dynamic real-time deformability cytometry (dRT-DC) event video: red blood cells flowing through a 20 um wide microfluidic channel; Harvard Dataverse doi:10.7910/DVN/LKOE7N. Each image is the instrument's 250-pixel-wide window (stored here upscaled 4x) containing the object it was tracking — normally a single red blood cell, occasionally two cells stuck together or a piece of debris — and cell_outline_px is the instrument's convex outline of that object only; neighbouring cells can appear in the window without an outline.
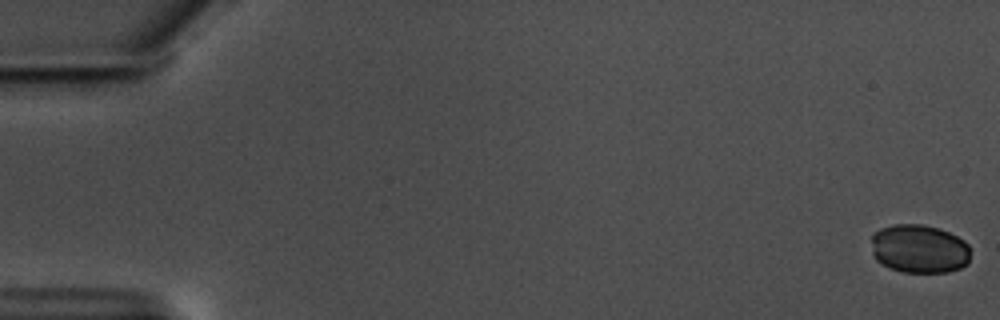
{"species": "common noctule bat (a hibernating species)", "species_latin": "Nyctalus noctula", "temperature_condition": "warm", "stored_images_in_passage": 59, "camera_frame_rate_fps": 3000, "um_per_image_px": 0.085, "animal": {"sex": "male", "body_mass_g": 17.5, "forearm_length_mm": 52.3}, "frame": {"image": 1, "passage_image": 1, "time_ms": 0.0, "image_size_px": [1000, 320], "cell_outline_px": [[968, 264], [960, 268], [948, 272], [900, 272], [888, 268], [876, 260], [872, 256], [872, 232], [880, 228], [892, 224], [924, 224], [940, 228], [964, 240], [968, 244]], "centroid_in_image_um": [78.09, 21.14], "position_along_channel_um": 6.9, "area_um2": 28.5}}
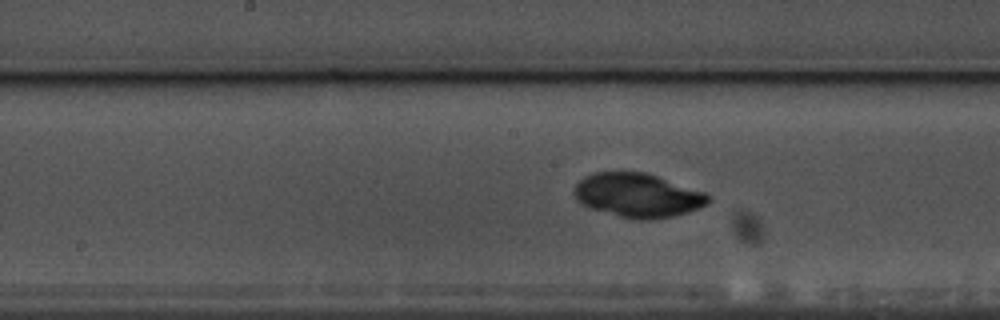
{"frame": {"image": 2, "passage_image": 31, "time_ms": 10.0, "image_size_px": [1000, 320], "cell_outline_px": [[712, 200], [708, 204], [700, 208], [688, 212], [672, 216], [648, 220], [640, 220], [620, 216], [588, 208], [580, 204], [576, 200], [572, 192], [576, 184], [584, 176], [592, 172], [644, 172], [708, 192]], "centroid_in_image_um": [54.21, 16.6], "position_along_channel_um": 194.0, "area_um2": 34.8}}
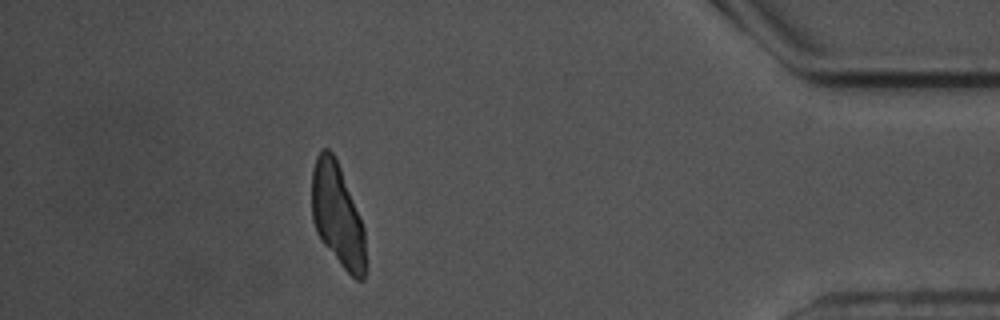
{"frame": {"image": 3, "passage_image": 53, "time_ms": 17.333, "image_size_px": [1000, 320], "cell_outline_px": [[364, 280], [356, 280], [340, 264], [324, 244], [316, 232], [312, 220], [312, 168], [316, 156], [324, 148], [328, 148], [332, 152], [340, 168], [364, 228]], "centroid_in_image_um": [28.65, 18.27], "position_along_channel_um": 406.6, "area_um2": 31.62}}